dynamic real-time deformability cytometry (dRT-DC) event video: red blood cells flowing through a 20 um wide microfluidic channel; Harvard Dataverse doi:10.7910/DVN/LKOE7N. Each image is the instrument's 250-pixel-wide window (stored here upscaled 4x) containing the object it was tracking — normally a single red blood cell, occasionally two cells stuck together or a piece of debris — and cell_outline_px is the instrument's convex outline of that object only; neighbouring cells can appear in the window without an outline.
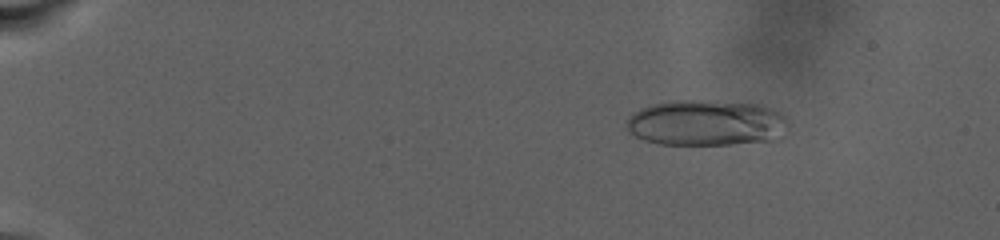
{"species": "human", "species_latin": "Homo sapiens", "temperature_condition": "warm", "stored_images_in_passage": 89, "camera_frame_rate_fps": 3000, "um_per_image_px": 0.085, "donor": {"sex": "male"}, "frame": {"image": 1, "passage_image": 15, "time_ms": 4.667, "image_size_px": [1000, 240], "cell_outline_px": [[788, 124], [784, 136], [776, 140], [728, 144], [660, 144], [644, 140], [628, 132], [628, 120], [640, 108], [656, 104], [688, 100], [756, 104], [772, 108], [780, 112], [788, 120]], "centroid_in_image_um": [60.11, 10.47], "position_along_channel_um": 24.9, "area_um2": 42.71}}
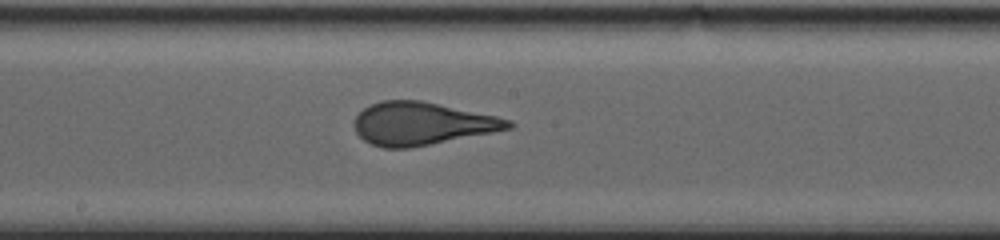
{"frame": {"image": 2, "passage_image": 53, "time_ms": 17.333, "image_size_px": [1000, 240], "cell_outline_px": [[516, 124], [512, 128], [492, 132], [408, 148], [384, 148], [372, 144], [364, 140], [356, 132], [352, 124], [356, 116], [364, 108], [380, 100], [420, 100], [496, 116], [512, 120]], "centroid_in_image_um": [35.83, 10.5], "position_along_channel_um": 212.4, "area_um2": 38.15}}
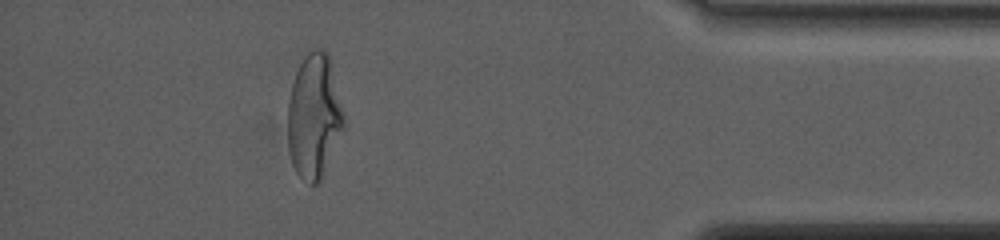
{"frame": {"image": 3, "passage_image": 81, "time_ms": 26.667, "image_size_px": [1000, 240], "cell_outline_px": [[344, 128], [320, 180], [316, 184], [308, 184], [296, 172], [292, 164], [288, 148], [288, 100], [292, 84], [296, 72], [304, 56], [312, 48], [324, 48], [328, 52], [344, 112]], "centroid_in_image_um": [26.69, 9.85], "position_along_channel_um": 408.5, "area_um2": 40.69}, "authors_computed_cell_mechanics": {"area_um2": 39.3618, "velocity_mm_per_s": 2.4684, "shape_relaxation_time_tau1_ms": 9.1811, "shape_relaxation_time_tau2_ms": null, "deformation_change_tau1": 0.2349, "deformation_change_tau2": null}}